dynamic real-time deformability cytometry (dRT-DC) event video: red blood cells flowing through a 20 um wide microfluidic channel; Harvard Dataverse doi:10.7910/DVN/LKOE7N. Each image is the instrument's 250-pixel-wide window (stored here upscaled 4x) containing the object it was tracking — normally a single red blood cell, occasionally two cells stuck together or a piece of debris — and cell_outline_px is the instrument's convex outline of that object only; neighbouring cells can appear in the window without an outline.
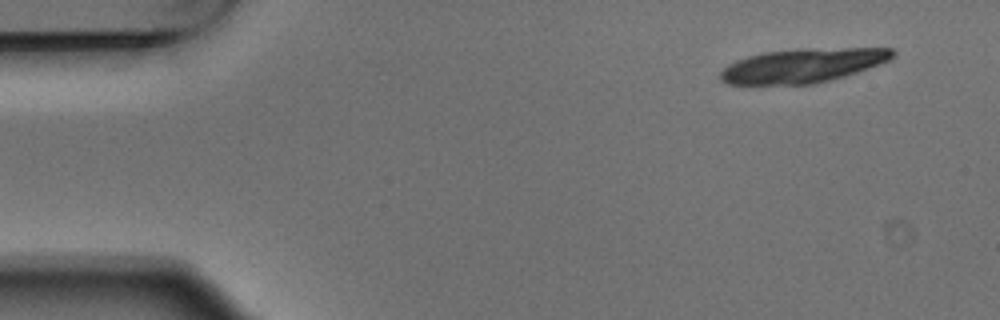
{"species": "Egyptian fruit bat (a non-hibernating species)", "species_latin": "Rousettus aegyptiacus", "temperature_condition": "warm", "stored_images_in_passage": 4, "camera_frame_rate_fps": 3000, "um_per_image_px": 0.085, "animal": {"sex": "male"}, "frame": {"image": 1, "passage_image": 1, "time_ms": 0.0, "image_size_px": [1000, 320], "cell_outline_px": [[896, 56], [880, 64], [844, 76], [816, 84], [728, 84], [720, 80], [720, 72], [728, 64], [736, 60], [748, 56], [764, 52], [796, 48], [892, 48], [896, 52]], "centroid_in_image_um": [68.24, 5.56], "position_along_channel_um": 16.8, "area_um2": 34.39}}